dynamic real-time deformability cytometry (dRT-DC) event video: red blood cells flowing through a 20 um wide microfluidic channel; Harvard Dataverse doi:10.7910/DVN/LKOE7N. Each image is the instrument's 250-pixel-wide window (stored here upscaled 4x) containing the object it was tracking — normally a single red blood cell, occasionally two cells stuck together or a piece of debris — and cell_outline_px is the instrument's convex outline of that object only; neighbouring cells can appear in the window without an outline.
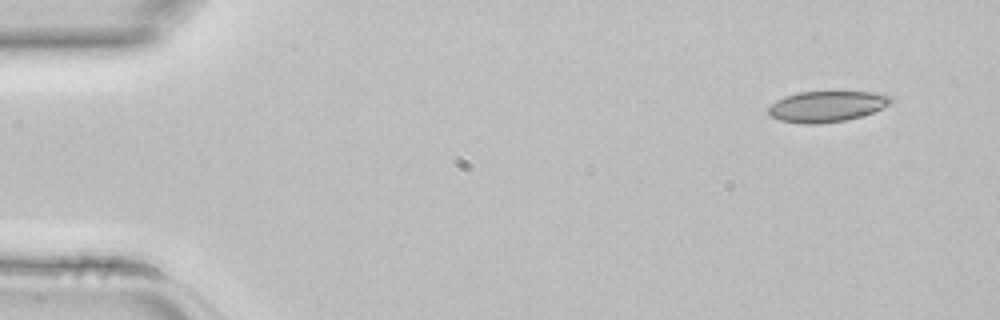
{"species": "common noctule bat (a hibernating species)", "species_latin": "Nyctalus noctula", "temperature_condition": "room temperature", "stored_images_in_passage": 4, "camera_frame_rate_fps": 3000, "um_per_image_px": 0.085, "animal": {"sex": "female", "body_mass_g": 22.7, "forearm_length_mm": 54.2}, "frame": {"image": 1, "passage_image": 1, "time_ms": 0.0, "image_size_px": [1000, 320], "cell_outline_px": [[892, 104], [884, 108], [860, 116], [844, 120], [816, 124], [800, 124], [780, 120], [768, 116], [768, 108], [776, 100], [784, 96], [800, 92], [884, 92], [892, 96]], "centroid_in_image_um": [70.3, 9.04], "position_along_channel_um": 14.7, "area_um2": 22.25}}
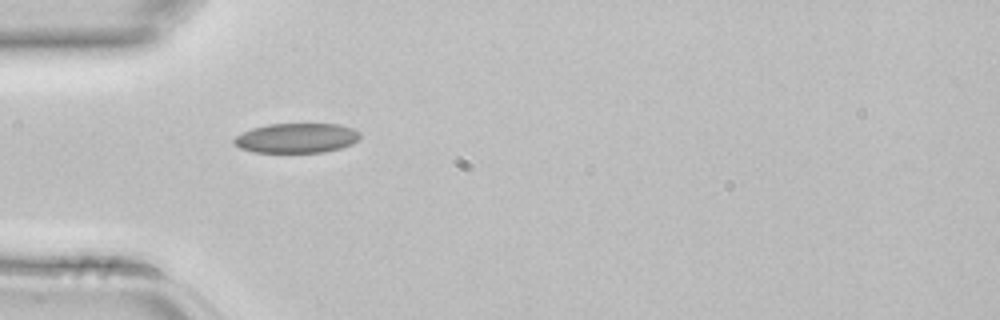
{"frame": {"image": 2, "passage_image": 3, "time_ms": 0.667, "image_size_px": [1000, 320], "cell_outline_px": [[360, 140], [352, 144], [340, 148], [324, 152], [252, 152], [240, 148], [232, 144], [232, 140], [236, 136], [252, 128], [268, 124], [340, 124], [352, 128], [360, 132]], "centroid_in_image_um": [25.21, 11.73], "position_along_channel_um": 59.8, "area_um2": 21.96}}